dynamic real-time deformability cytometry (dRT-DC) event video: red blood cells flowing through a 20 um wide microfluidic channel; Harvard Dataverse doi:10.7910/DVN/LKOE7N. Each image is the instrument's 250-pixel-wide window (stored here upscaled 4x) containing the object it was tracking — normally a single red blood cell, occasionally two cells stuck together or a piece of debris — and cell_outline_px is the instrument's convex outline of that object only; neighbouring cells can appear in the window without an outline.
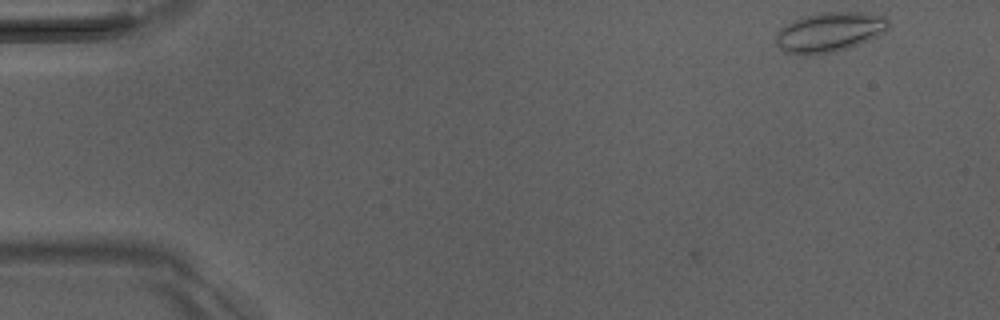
{"species": "Egyptian fruit bat (a non-hibernating species)", "species_latin": "Rousettus aegyptiacus", "temperature_condition": "room temperature", "stored_images_in_passage": 2, "camera_frame_rate_fps": 3000, "um_per_image_px": 0.085, "animal": {"sex": "male"}, "frame": {"image": 1, "passage_image": 2, "time_ms": 0.333, "image_size_px": [1000, 320], "cell_outline_px": [[888, 28], [884, 32], [868, 40], [848, 48], [832, 52], [804, 56], [784, 52], [776, 44], [776, 32], [780, 28], [792, 20], [800, 16], [820, 12], [864, 12], [884, 16], [888, 20]], "centroid_in_image_um": [70.45, 2.72], "position_along_channel_um": 14.5, "area_um2": 26.3}}